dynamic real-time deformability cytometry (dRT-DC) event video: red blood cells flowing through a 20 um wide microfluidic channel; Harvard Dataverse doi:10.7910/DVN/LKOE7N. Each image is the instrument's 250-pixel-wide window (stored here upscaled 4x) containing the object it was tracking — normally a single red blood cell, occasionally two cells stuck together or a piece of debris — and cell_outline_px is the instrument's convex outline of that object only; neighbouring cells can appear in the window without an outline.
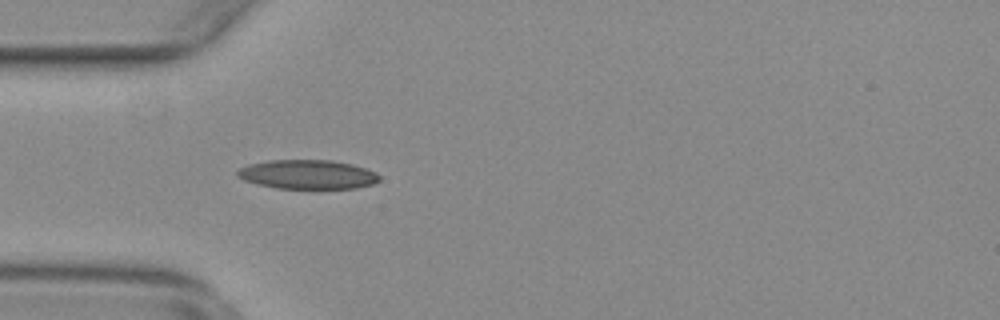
{"species": "common noctule bat (a hibernating species)", "species_latin": "Nyctalus noctula", "temperature_condition": "warm", "stored_images_in_passage": 40, "camera_frame_rate_fps": 3000, "um_per_image_px": 0.085, "animal": {"sex": "female", "body_mass_g": 29.2, "forearm_length_mm": 56.3}, "frame": {"image": 1, "passage_image": 2, "time_ms": 0.333, "image_size_px": [1000, 320], "cell_outline_px": [[380, 180], [372, 184], [356, 188], [320, 192], [276, 188], [256, 184], [244, 180], [236, 176], [236, 172], [240, 168], [248, 164], [268, 160], [332, 160], [352, 164], [376, 172], [380, 176]], "centroid_in_image_um": [26.16, 14.88], "position_along_channel_um": 58.8, "area_um2": 25.32}}
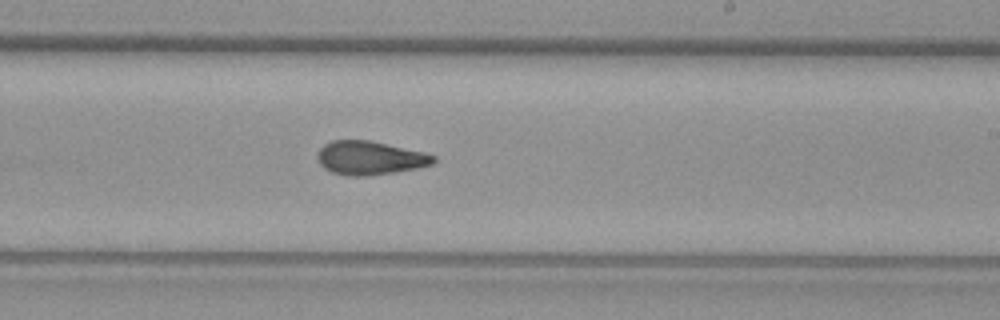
{"frame": {"image": 2, "passage_image": 18, "time_ms": 5.667, "image_size_px": [1000, 320], "cell_outline_px": [[436, 160], [432, 164], [416, 168], [368, 176], [348, 176], [332, 172], [324, 168], [320, 164], [316, 156], [320, 148], [324, 144], [332, 140], [368, 140], [424, 152], [436, 156]], "centroid_in_image_um": [31.41, 13.42], "position_along_channel_um": 257.6, "area_um2": 22.66}}
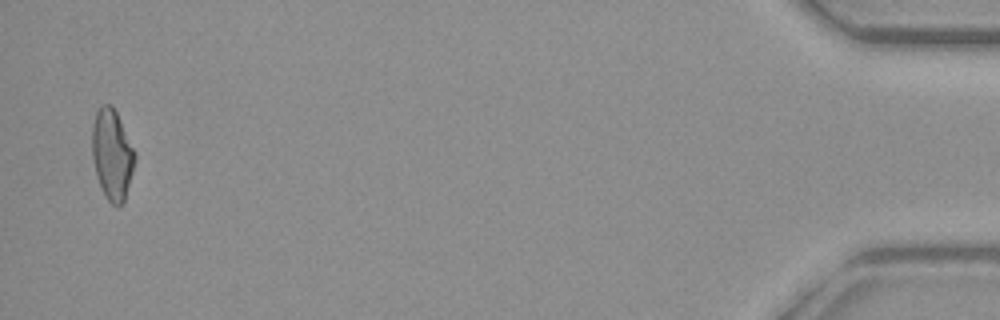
{"frame": {"image": 3, "passage_image": 39, "time_ms": 12.667, "image_size_px": [1000, 320], "cell_outline_px": [[136, 160], [124, 204], [112, 204], [104, 196], [100, 188], [96, 176], [92, 160], [92, 124], [96, 112], [104, 104], [112, 104], [136, 152]], "centroid_in_image_um": [9.53, 13.16], "position_along_channel_um": 425.7, "area_um2": 22.83}, "authors_computed_cell_mechanics": {"area_um2": 22.5998, "velocity_mm_per_s": 3.7714, "shape_relaxation_time_tau1_ms": null, "shape_relaxation_time_tau2_ms": 2.6991, "deformation_change_tau1": null, "deformation_change_tau2": 0.1075}}